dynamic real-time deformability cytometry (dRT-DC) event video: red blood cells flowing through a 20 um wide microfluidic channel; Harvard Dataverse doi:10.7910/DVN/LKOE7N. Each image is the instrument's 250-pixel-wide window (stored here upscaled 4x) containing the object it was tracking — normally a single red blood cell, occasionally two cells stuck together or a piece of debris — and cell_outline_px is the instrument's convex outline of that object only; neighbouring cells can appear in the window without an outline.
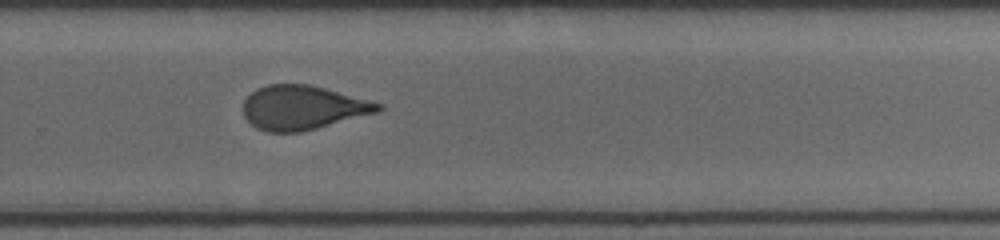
{"species": "human", "species_latin": "Homo sapiens", "temperature_condition": "cold", "stored_images_in_passage": 34, "camera_frame_rate_fps": 3000, "um_per_image_px": 0.085, "donor": {"sex": "male"}, "frame": {"image": 1, "passage_image": 28, "time_ms": 9.0, "image_size_px": [1000, 240], "cell_outline_px": [[384, 108], [380, 112], [300, 132], [268, 132], [256, 128], [244, 116], [244, 100], [256, 88], [268, 84], [308, 84], [324, 88], [384, 104]], "centroid_in_image_um": [25.75, 9.15], "position_along_channel_um": 304.0, "area_um2": 34.62}}
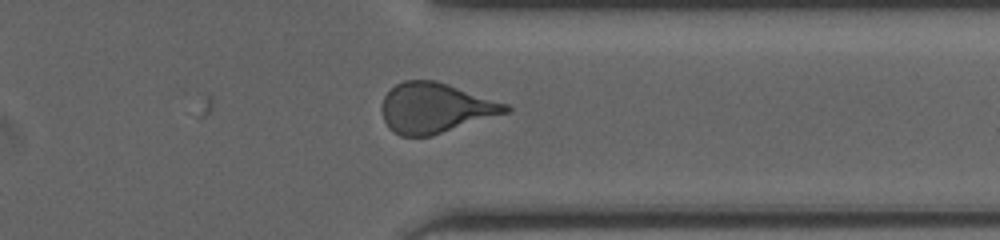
{"frame": {"image": 2, "passage_image": 30, "time_ms": 9.667, "image_size_px": [1000, 240], "cell_outline_px": [[512, 112], [432, 136], [400, 136], [388, 128], [384, 120], [380, 108], [384, 96], [396, 84], [404, 80], [436, 80], [508, 104], [512, 108]], "centroid_in_image_um": [37.02, 9.19], "position_along_channel_um": 374.4, "area_um2": 36.53}}
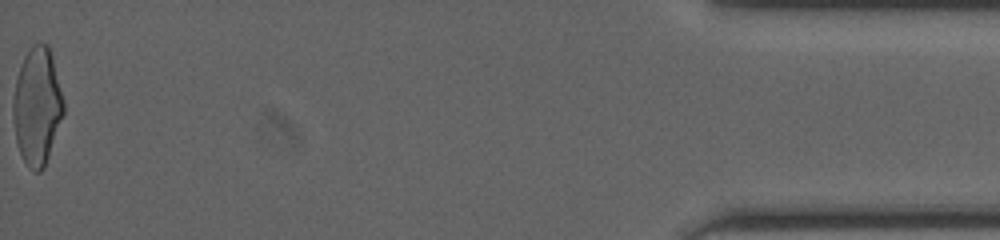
{"frame": {"image": 3, "passage_image": 34, "time_ms": 11.0, "image_size_px": [1000, 240], "cell_outline_px": [[64, 112], [44, 168], [40, 172], [36, 172], [28, 168], [20, 152], [16, 140], [12, 116], [12, 100], [16, 80], [24, 56], [32, 44], [48, 44], [52, 56], [64, 100]], "centroid_in_image_um": [3.15, 9.04], "position_along_channel_um": 432.1, "area_um2": 34.39}}